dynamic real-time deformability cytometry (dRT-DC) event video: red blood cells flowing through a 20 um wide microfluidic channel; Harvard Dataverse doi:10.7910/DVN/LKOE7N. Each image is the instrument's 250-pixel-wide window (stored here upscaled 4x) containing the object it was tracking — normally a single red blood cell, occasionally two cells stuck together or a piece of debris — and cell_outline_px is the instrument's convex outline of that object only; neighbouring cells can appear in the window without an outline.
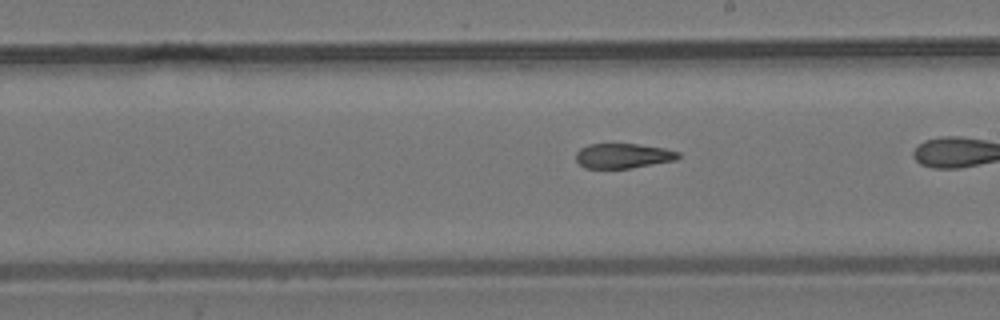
{"species": "common noctule bat (a hibernating species)", "species_latin": "Nyctalus noctula", "temperature_condition": "room temperature", "stored_images_in_passage": 40, "camera_frame_rate_fps": 3000, "um_per_image_px": 0.085, "animal": {"sex": "male", "body_mass_g": 19.2, "forearm_length_mm": 51.8}, "frame": {"image": 1, "passage_image": 29, "time_ms": 9.333, "image_size_px": [1000, 320], "cell_outline_px": [[680, 156], [676, 160], [628, 168], [584, 168], [576, 160], [576, 152], [580, 148], [588, 144], [640, 144], [664, 148], [680, 152]], "centroid_in_image_um": [52.95, 13.23], "position_along_channel_um": 236.0, "area_um2": 14.8}}